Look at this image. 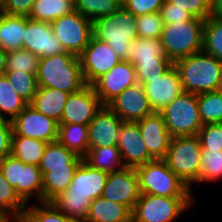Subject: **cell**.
Wrapping results in <instances>:
<instances>
[{"label": "cell", "instance_id": "32", "mask_svg": "<svg viewBox=\"0 0 222 222\" xmlns=\"http://www.w3.org/2000/svg\"><path fill=\"white\" fill-rule=\"evenodd\" d=\"M73 11L74 5L67 0H35L28 18L51 23Z\"/></svg>", "mask_w": 222, "mask_h": 222}, {"label": "cell", "instance_id": "39", "mask_svg": "<svg viewBox=\"0 0 222 222\" xmlns=\"http://www.w3.org/2000/svg\"><path fill=\"white\" fill-rule=\"evenodd\" d=\"M203 51L222 61V19L210 16L205 20Z\"/></svg>", "mask_w": 222, "mask_h": 222}, {"label": "cell", "instance_id": "20", "mask_svg": "<svg viewBox=\"0 0 222 222\" xmlns=\"http://www.w3.org/2000/svg\"><path fill=\"white\" fill-rule=\"evenodd\" d=\"M136 122L149 154L154 159H164L172 137L166 128L162 114L153 112Z\"/></svg>", "mask_w": 222, "mask_h": 222}, {"label": "cell", "instance_id": "17", "mask_svg": "<svg viewBox=\"0 0 222 222\" xmlns=\"http://www.w3.org/2000/svg\"><path fill=\"white\" fill-rule=\"evenodd\" d=\"M123 121H139L153 113L144 87L140 83L126 88L107 105Z\"/></svg>", "mask_w": 222, "mask_h": 222}, {"label": "cell", "instance_id": "27", "mask_svg": "<svg viewBox=\"0 0 222 222\" xmlns=\"http://www.w3.org/2000/svg\"><path fill=\"white\" fill-rule=\"evenodd\" d=\"M57 140L77 156L84 158L89 150L88 125L59 123Z\"/></svg>", "mask_w": 222, "mask_h": 222}, {"label": "cell", "instance_id": "42", "mask_svg": "<svg viewBox=\"0 0 222 222\" xmlns=\"http://www.w3.org/2000/svg\"><path fill=\"white\" fill-rule=\"evenodd\" d=\"M5 75L17 95L30 104L38 89L36 75L16 71H6Z\"/></svg>", "mask_w": 222, "mask_h": 222}, {"label": "cell", "instance_id": "23", "mask_svg": "<svg viewBox=\"0 0 222 222\" xmlns=\"http://www.w3.org/2000/svg\"><path fill=\"white\" fill-rule=\"evenodd\" d=\"M86 220L90 222H132V214L126 205L101 196L91 201Z\"/></svg>", "mask_w": 222, "mask_h": 222}, {"label": "cell", "instance_id": "25", "mask_svg": "<svg viewBox=\"0 0 222 222\" xmlns=\"http://www.w3.org/2000/svg\"><path fill=\"white\" fill-rule=\"evenodd\" d=\"M79 165H67V168H49L43 176L42 202H51L70 186Z\"/></svg>", "mask_w": 222, "mask_h": 222}, {"label": "cell", "instance_id": "1", "mask_svg": "<svg viewBox=\"0 0 222 222\" xmlns=\"http://www.w3.org/2000/svg\"><path fill=\"white\" fill-rule=\"evenodd\" d=\"M184 92L206 93L222 89V61L204 51L173 63Z\"/></svg>", "mask_w": 222, "mask_h": 222}, {"label": "cell", "instance_id": "56", "mask_svg": "<svg viewBox=\"0 0 222 222\" xmlns=\"http://www.w3.org/2000/svg\"><path fill=\"white\" fill-rule=\"evenodd\" d=\"M67 1L71 2L73 5H75L77 2V0H67Z\"/></svg>", "mask_w": 222, "mask_h": 222}, {"label": "cell", "instance_id": "31", "mask_svg": "<svg viewBox=\"0 0 222 222\" xmlns=\"http://www.w3.org/2000/svg\"><path fill=\"white\" fill-rule=\"evenodd\" d=\"M46 145L38 139L12 135L11 154L25 164L39 166Z\"/></svg>", "mask_w": 222, "mask_h": 222}, {"label": "cell", "instance_id": "46", "mask_svg": "<svg viewBox=\"0 0 222 222\" xmlns=\"http://www.w3.org/2000/svg\"><path fill=\"white\" fill-rule=\"evenodd\" d=\"M168 3L191 13L196 18L207 20L211 14L212 0H165Z\"/></svg>", "mask_w": 222, "mask_h": 222}, {"label": "cell", "instance_id": "55", "mask_svg": "<svg viewBox=\"0 0 222 222\" xmlns=\"http://www.w3.org/2000/svg\"><path fill=\"white\" fill-rule=\"evenodd\" d=\"M73 222H90L86 219H77V220H73Z\"/></svg>", "mask_w": 222, "mask_h": 222}, {"label": "cell", "instance_id": "41", "mask_svg": "<svg viewBox=\"0 0 222 222\" xmlns=\"http://www.w3.org/2000/svg\"><path fill=\"white\" fill-rule=\"evenodd\" d=\"M40 58L28 50L7 52L6 71L25 72L37 75Z\"/></svg>", "mask_w": 222, "mask_h": 222}, {"label": "cell", "instance_id": "30", "mask_svg": "<svg viewBox=\"0 0 222 222\" xmlns=\"http://www.w3.org/2000/svg\"><path fill=\"white\" fill-rule=\"evenodd\" d=\"M83 160L91 167L106 173L125 168L118 146L89 147Z\"/></svg>", "mask_w": 222, "mask_h": 222}, {"label": "cell", "instance_id": "52", "mask_svg": "<svg viewBox=\"0 0 222 222\" xmlns=\"http://www.w3.org/2000/svg\"><path fill=\"white\" fill-rule=\"evenodd\" d=\"M211 17L222 19V0L211 1Z\"/></svg>", "mask_w": 222, "mask_h": 222}, {"label": "cell", "instance_id": "51", "mask_svg": "<svg viewBox=\"0 0 222 222\" xmlns=\"http://www.w3.org/2000/svg\"><path fill=\"white\" fill-rule=\"evenodd\" d=\"M12 134V122L0 118V161L11 154Z\"/></svg>", "mask_w": 222, "mask_h": 222}, {"label": "cell", "instance_id": "5", "mask_svg": "<svg viewBox=\"0 0 222 222\" xmlns=\"http://www.w3.org/2000/svg\"><path fill=\"white\" fill-rule=\"evenodd\" d=\"M140 192L164 197H192L190 188L163 159H155L136 168Z\"/></svg>", "mask_w": 222, "mask_h": 222}, {"label": "cell", "instance_id": "50", "mask_svg": "<svg viewBox=\"0 0 222 222\" xmlns=\"http://www.w3.org/2000/svg\"><path fill=\"white\" fill-rule=\"evenodd\" d=\"M35 0H1V12L28 17Z\"/></svg>", "mask_w": 222, "mask_h": 222}, {"label": "cell", "instance_id": "15", "mask_svg": "<svg viewBox=\"0 0 222 222\" xmlns=\"http://www.w3.org/2000/svg\"><path fill=\"white\" fill-rule=\"evenodd\" d=\"M102 106L92 85H85L79 91L69 94L59 123L88 125Z\"/></svg>", "mask_w": 222, "mask_h": 222}, {"label": "cell", "instance_id": "18", "mask_svg": "<svg viewBox=\"0 0 222 222\" xmlns=\"http://www.w3.org/2000/svg\"><path fill=\"white\" fill-rule=\"evenodd\" d=\"M25 32L23 49L30 51L39 58L65 52L60 41L54 36L51 24L48 22L35 21L26 17Z\"/></svg>", "mask_w": 222, "mask_h": 222}, {"label": "cell", "instance_id": "22", "mask_svg": "<svg viewBox=\"0 0 222 222\" xmlns=\"http://www.w3.org/2000/svg\"><path fill=\"white\" fill-rule=\"evenodd\" d=\"M26 16L0 12V48L5 52L23 49Z\"/></svg>", "mask_w": 222, "mask_h": 222}, {"label": "cell", "instance_id": "11", "mask_svg": "<svg viewBox=\"0 0 222 222\" xmlns=\"http://www.w3.org/2000/svg\"><path fill=\"white\" fill-rule=\"evenodd\" d=\"M13 134L46 143L57 141L59 123L28 104L12 121Z\"/></svg>", "mask_w": 222, "mask_h": 222}, {"label": "cell", "instance_id": "37", "mask_svg": "<svg viewBox=\"0 0 222 222\" xmlns=\"http://www.w3.org/2000/svg\"><path fill=\"white\" fill-rule=\"evenodd\" d=\"M74 219L66 217L51 202H39L26 207L19 222H73Z\"/></svg>", "mask_w": 222, "mask_h": 222}, {"label": "cell", "instance_id": "24", "mask_svg": "<svg viewBox=\"0 0 222 222\" xmlns=\"http://www.w3.org/2000/svg\"><path fill=\"white\" fill-rule=\"evenodd\" d=\"M68 96L69 93L61 90L38 87L30 105L41 114L59 123Z\"/></svg>", "mask_w": 222, "mask_h": 222}, {"label": "cell", "instance_id": "13", "mask_svg": "<svg viewBox=\"0 0 222 222\" xmlns=\"http://www.w3.org/2000/svg\"><path fill=\"white\" fill-rule=\"evenodd\" d=\"M142 84L153 112L160 113L184 90L177 69L172 65L161 77L137 80Z\"/></svg>", "mask_w": 222, "mask_h": 222}, {"label": "cell", "instance_id": "33", "mask_svg": "<svg viewBox=\"0 0 222 222\" xmlns=\"http://www.w3.org/2000/svg\"><path fill=\"white\" fill-rule=\"evenodd\" d=\"M27 105L14 91L6 75H0V118L12 121Z\"/></svg>", "mask_w": 222, "mask_h": 222}, {"label": "cell", "instance_id": "21", "mask_svg": "<svg viewBox=\"0 0 222 222\" xmlns=\"http://www.w3.org/2000/svg\"><path fill=\"white\" fill-rule=\"evenodd\" d=\"M107 176L108 173L93 168L82 160L66 192L70 196L88 197L92 201L102 196Z\"/></svg>", "mask_w": 222, "mask_h": 222}, {"label": "cell", "instance_id": "36", "mask_svg": "<svg viewBox=\"0 0 222 222\" xmlns=\"http://www.w3.org/2000/svg\"><path fill=\"white\" fill-rule=\"evenodd\" d=\"M51 203L66 217L77 220L87 218L91 200L88 197L70 196L64 191L54 198Z\"/></svg>", "mask_w": 222, "mask_h": 222}, {"label": "cell", "instance_id": "16", "mask_svg": "<svg viewBox=\"0 0 222 222\" xmlns=\"http://www.w3.org/2000/svg\"><path fill=\"white\" fill-rule=\"evenodd\" d=\"M117 146L125 167L137 168L155 160L143 142L137 122L123 121L118 132Z\"/></svg>", "mask_w": 222, "mask_h": 222}, {"label": "cell", "instance_id": "54", "mask_svg": "<svg viewBox=\"0 0 222 222\" xmlns=\"http://www.w3.org/2000/svg\"><path fill=\"white\" fill-rule=\"evenodd\" d=\"M10 220H12V222H15L12 217H10L7 213L0 209V222H9Z\"/></svg>", "mask_w": 222, "mask_h": 222}, {"label": "cell", "instance_id": "6", "mask_svg": "<svg viewBox=\"0 0 222 222\" xmlns=\"http://www.w3.org/2000/svg\"><path fill=\"white\" fill-rule=\"evenodd\" d=\"M202 146L198 135L177 136L170 140L163 159L169 168L190 188L198 181Z\"/></svg>", "mask_w": 222, "mask_h": 222}, {"label": "cell", "instance_id": "9", "mask_svg": "<svg viewBox=\"0 0 222 222\" xmlns=\"http://www.w3.org/2000/svg\"><path fill=\"white\" fill-rule=\"evenodd\" d=\"M50 24L64 51L77 57L82 54L93 36L92 20L78 11L59 17Z\"/></svg>", "mask_w": 222, "mask_h": 222}, {"label": "cell", "instance_id": "3", "mask_svg": "<svg viewBox=\"0 0 222 222\" xmlns=\"http://www.w3.org/2000/svg\"><path fill=\"white\" fill-rule=\"evenodd\" d=\"M136 16L121 6L109 16L92 21L93 37L109 44L121 60H125V50H129L137 35Z\"/></svg>", "mask_w": 222, "mask_h": 222}, {"label": "cell", "instance_id": "26", "mask_svg": "<svg viewBox=\"0 0 222 222\" xmlns=\"http://www.w3.org/2000/svg\"><path fill=\"white\" fill-rule=\"evenodd\" d=\"M125 60L135 66L138 62L170 61L160 39L138 37L131 48L125 50Z\"/></svg>", "mask_w": 222, "mask_h": 222}, {"label": "cell", "instance_id": "29", "mask_svg": "<svg viewBox=\"0 0 222 222\" xmlns=\"http://www.w3.org/2000/svg\"><path fill=\"white\" fill-rule=\"evenodd\" d=\"M82 160L83 158L77 156L57 140L47 143L39 169L43 175L49 171V168H67V165H80Z\"/></svg>", "mask_w": 222, "mask_h": 222}, {"label": "cell", "instance_id": "28", "mask_svg": "<svg viewBox=\"0 0 222 222\" xmlns=\"http://www.w3.org/2000/svg\"><path fill=\"white\" fill-rule=\"evenodd\" d=\"M42 186L43 176L39 166L33 164H25L20 160V175L17 183V194L26 203L37 198L38 202H42Z\"/></svg>", "mask_w": 222, "mask_h": 222}, {"label": "cell", "instance_id": "14", "mask_svg": "<svg viewBox=\"0 0 222 222\" xmlns=\"http://www.w3.org/2000/svg\"><path fill=\"white\" fill-rule=\"evenodd\" d=\"M137 83L135 67L128 61L122 60L109 72L98 78L92 87L103 106H107L126 88Z\"/></svg>", "mask_w": 222, "mask_h": 222}, {"label": "cell", "instance_id": "12", "mask_svg": "<svg viewBox=\"0 0 222 222\" xmlns=\"http://www.w3.org/2000/svg\"><path fill=\"white\" fill-rule=\"evenodd\" d=\"M140 184L136 168L125 167L108 173L102 197L126 205L131 211L140 198Z\"/></svg>", "mask_w": 222, "mask_h": 222}, {"label": "cell", "instance_id": "7", "mask_svg": "<svg viewBox=\"0 0 222 222\" xmlns=\"http://www.w3.org/2000/svg\"><path fill=\"white\" fill-rule=\"evenodd\" d=\"M160 113L171 137L198 135L203 127L197 94L183 92Z\"/></svg>", "mask_w": 222, "mask_h": 222}, {"label": "cell", "instance_id": "44", "mask_svg": "<svg viewBox=\"0 0 222 222\" xmlns=\"http://www.w3.org/2000/svg\"><path fill=\"white\" fill-rule=\"evenodd\" d=\"M198 137L202 150H222V123L203 125Z\"/></svg>", "mask_w": 222, "mask_h": 222}, {"label": "cell", "instance_id": "2", "mask_svg": "<svg viewBox=\"0 0 222 222\" xmlns=\"http://www.w3.org/2000/svg\"><path fill=\"white\" fill-rule=\"evenodd\" d=\"M38 87H47L74 93L86 83L79 57L69 52L40 58L37 71Z\"/></svg>", "mask_w": 222, "mask_h": 222}, {"label": "cell", "instance_id": "40", "mask_svg": "<svg viewBox=\"0 0 222 222\" xmlns=\"http://www.w3.org/2000/svg\"><path fill=\"white\" fill-rule=\"evenodd\" d=\"M222 179V150H202L198 183Z\"/></svg>", "mask_w": 222, "mask_h": 222}, {"label": "cell", "instance_id": "45", "mask_svg": "<svg viewBox=\"0 0 222 222\" xmlns=\"http://www.w3.org/2000/svg\"><path fill=\"white\" fill-rule=\"evenodd\" d=\"M173 63L171 61L138 62L134 67L137 80H149L161 77Z\"/></svg>", "mask_w": 222, "mask_h": 222}, {"label": "cell", "instance_id": "8", "mask_svg": "<svg viewBox=\"0 0 222 222\" xmlns=\"http://www.w3.org/2000/svg\"><path fill=\"white\" fill-rule=\"evenodd\" d=\"M192 203V197H164L141 193L131 211L132 222H173Z\"/></svg>", "mask_w": 222, "mask_h": 222}, {"label": "cell", "instance_id": "48", "mask_svg": "<svg viewBox=\"0 0 222 222\" xmlns=\"http://www.w3.org/2000/svg\"><path fill=\"white\" fill-rule=\"evenodd\" d=\"M0 170L2 171L4 178L17 193V183L19 182L20 175V160L12 154H9L0 161Z\"/></svg>", "mask_w": 222, "mask_h": 222}, {"label": "cell", "instance_id": "53", "mask_svg": "<svg viewBox=\"0 0 222 222\" xmlns=\"http://www.w3.org/2000/svg\"><path fill=\"white\" fill-rule=\"evenodd\" d=\"M6 57L7 52L0 48V75L5 74L6 72Z\"/></svg>", "mask_w": 222, "mask_h": 222}, {"label": "cell", "instance_id": "35", "mask_svg": "<svg viewBox=\"0 0 222 222\" xmlns=\"http://www.w3.org/2000/svg\"><path fill=\"white\" fill-rule=\"evenodd\" d=\"M27 205L4 178L0 170V209L12 217L15 222H19Z\"/></svg>", "mask_w": 222, "mask_h": 222}, {"label": "cell", "instance_id": "34", "mask_svg": "<svg viewBox=\"0 0 222 222\" xmlns=\"http://www.w3.org/2000/svg\"><path fill=\"white\" fill-rule=\"evenodd\" d=\"M197 101L203 125L222 123V89L197 94Z\"/></svg>", "mask_w": 222, "mask_h": 222}, {"label": "cell", "instance_id": "49", "mask_svg": "<svg viewBox=\"0 0 222 222\" xmlns=\"http://www.w3.org/2000/svg\"><path fill=\"white\" fill-rule=\"evenodd\" d=\"M159 13L164 24H172L175 22L180 23L183 21L192 20L194 18L191 13L179 7H174L173 4L166 1L160 8Z\"/></svg>", "mask_w": 222, "mask_h": 222}, {"label": "cell", "instance_id": "38", "mask_svg": "<svg viewBox=\"0 0 222 222\" xmlns=\"http://www.w3.org/2000/svg\"><path fill=\"white\" fill-rule=\"evenodd\" d=\"M122 6V0H77L75 11L90 20L109 16Z\"/></svg>", "mask_w": 222, "mask_h": 222}, {"label": "cell", "instance_id": "43", "mask_svg": "<svg viewBox=\"0 0 222 222\" xmlns=\"http://www.w3.org/2000/svg\"><path fill=\"white\" fill-rule=\"evenodd\" d=\"M135 20L138 37L160 39L164 23L159 12L137 16Z\"/></svg>", "mask_w": 222, "mask_h": 222}, {"label": "cell", "instance_id": "47", "mask_svg": "<svg viewBox=\"0 0 222 222\" xmlns=\"http://www.w3.org/2000/svg\"><path fill=\"white\" fill-rule=\"evenodd\" d=\"M165 0H122V6L136 17L159 12Z\"/></svg>", "mask_w": 222, "mask_h": 222}, {"label": "cell", "instance_id": "19", "mask_svg": "<svg viewBox=\"0 0 222 222\" xmlns=\"http://www.w3.org/2000/svg\"><path fill=\"white\" fill-rule=\"evenodd\" d=\"M123 120L108 106H102L88 124L89 147L117 146Z\"/></svg>", "mask_w": 222, "mask_h": 222}, {"label": "cell", "instance_id": "4", "mask_svg": "<svg viewBox=\"0 0 222 222\" xmlns=\"http://www.w3.org/2000/svg\"><path fill=\"white\" fill-rule=\"evenodd\" d=\"M204 19L164 24L160 37L168 59L175 61L203 51Z\"/></svg>", "mask_w": 222, "mask_h": 222}, {"label": "cell", "instance_id": "10", "mask_svg": "<svg viewBox=\"0 0 222 222\" xmlns=\"http://www.w3.org/2000/svg\"><path fill=\"white\" fill-rule=\"evenodd\" d=\"M79 59L86 85H92L98 78L122 61L108 43L93 36Z\"/></svg>", "mask_w": 222, "mask_h": 222}]
</instances>
